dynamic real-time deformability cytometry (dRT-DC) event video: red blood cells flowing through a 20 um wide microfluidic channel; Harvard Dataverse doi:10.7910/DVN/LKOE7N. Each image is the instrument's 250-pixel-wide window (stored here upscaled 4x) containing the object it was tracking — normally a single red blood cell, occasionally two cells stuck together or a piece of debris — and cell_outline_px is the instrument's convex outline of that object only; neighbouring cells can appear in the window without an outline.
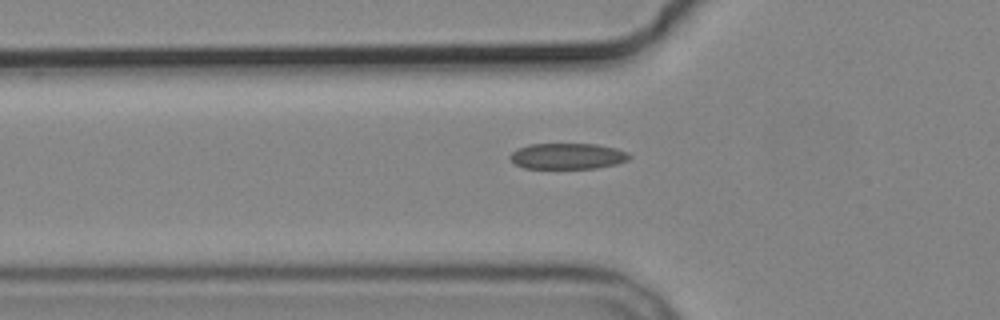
{"species": "common noctule bat (a hibernating species)", "species_latin": "Nyctalus noctula", "temperature_condition": "cold", "stored_images_in_passage": 5, "camera_frame_rate_fps": 3000, "um_per_image_px": 0.085, "animal": {"sex": "male", "body_mass_g": 19.2, "forearm_length_mm": 51.8}, "frame": {"image": 1, "passage_image": 5, "time_ms": 4.667, "image_size_px": [1000, 320], "cell_outline_px": [[632, 156], [628, 160], [616, 164], [596, 168], [524, 168], [516, 164], [508, 156], [516, 148], [528, 144], [596, 144], [616, 148], [628, 152]], "centroid_in_image_um": [48.25, 13.26], "position_along_channel_um": 77.6, "area_um2": 18.09}}